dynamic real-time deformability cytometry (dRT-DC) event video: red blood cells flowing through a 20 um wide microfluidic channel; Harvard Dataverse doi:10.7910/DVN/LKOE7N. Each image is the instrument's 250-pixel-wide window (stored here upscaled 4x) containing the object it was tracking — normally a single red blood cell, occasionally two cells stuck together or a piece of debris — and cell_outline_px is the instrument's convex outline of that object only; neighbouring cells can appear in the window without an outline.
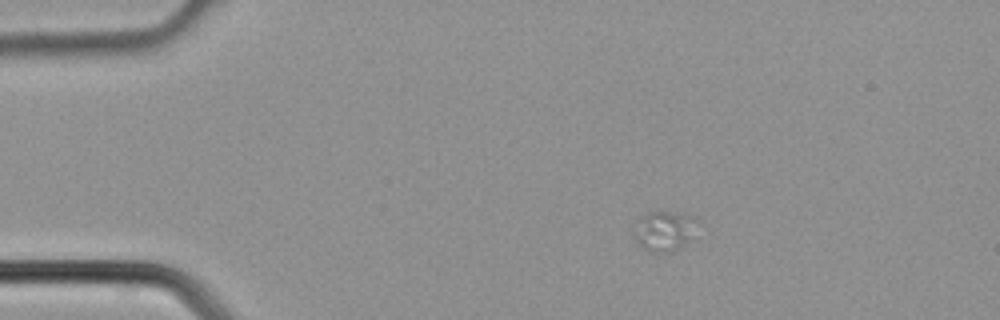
{"species": "common noctule bat (a hibernating species)", "species_latin": "Nyctalus noctula", "temperature_condition": "cold", "stored_images_in_passage": 4, "camera_frame_rate_fps": 3000, "um_per_image_px": 0.085, "animal": {"sex": "male", "body_mass_g": 21.5, "forearm_length_mm": 52.0}, "frame": {"image": 1, "passage_image": 2, "time_ms": 0.333, "image_size_px": [1000, 320], "cell_outline_px": [[688, 240], [676, 248], [664, 252], [652, 252], [640, 248], [636, 240], [636, 236], [644, 216], [648, 212], [684, 212], [688, 216]], "centroid_in_image_um": [56.34, 19.66], "position_along_channel_um": 28.7, "area_um2": 12.83}}